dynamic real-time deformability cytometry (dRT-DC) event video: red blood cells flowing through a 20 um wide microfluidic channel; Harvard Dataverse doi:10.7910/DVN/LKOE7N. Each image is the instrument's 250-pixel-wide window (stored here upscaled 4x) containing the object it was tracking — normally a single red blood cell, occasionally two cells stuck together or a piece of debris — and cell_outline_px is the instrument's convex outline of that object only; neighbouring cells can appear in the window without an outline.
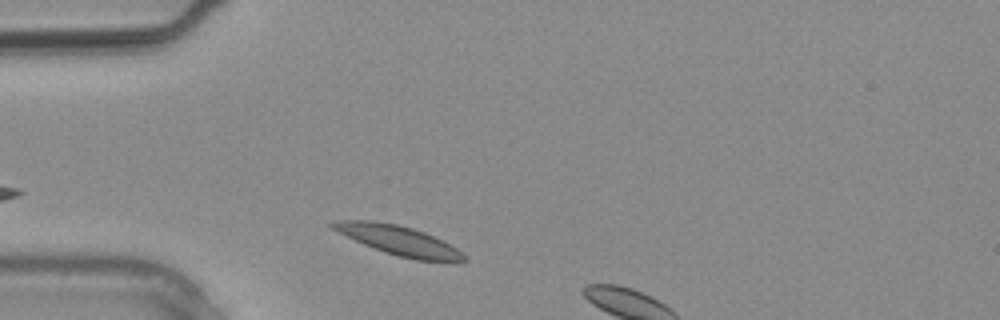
{"species": "common noctule bat (a hibernating species)", "species_latin": "Nyctalus noctula", "temperature_condition": "warm", "stored_images_in_passage": 2, "segment_of_instrument_passage": [1, 2], "camera_frame_rate_fps": 3000, "um_per_image_px": 0.085, "animal": {"sex": "male", "body_mass_g": 20.4}, "frame": {"image": 1, "passage_image": 1, "time_ms": 0.0, "image_size_px": [1000, 320], "cell_outline_px": [[468, 260], [416, 260], [396, 256], [384, 252], [364, 244], [332, 228], [328, 224], [332, 220], [372, 220], [396, 224], [412, 228], [424, 232], [444, 240], [468, 256]], "centroid_in_image_um": [33.88, 20.42], "position_along_channel_um": 51.1, "area_um2": 22.25}}